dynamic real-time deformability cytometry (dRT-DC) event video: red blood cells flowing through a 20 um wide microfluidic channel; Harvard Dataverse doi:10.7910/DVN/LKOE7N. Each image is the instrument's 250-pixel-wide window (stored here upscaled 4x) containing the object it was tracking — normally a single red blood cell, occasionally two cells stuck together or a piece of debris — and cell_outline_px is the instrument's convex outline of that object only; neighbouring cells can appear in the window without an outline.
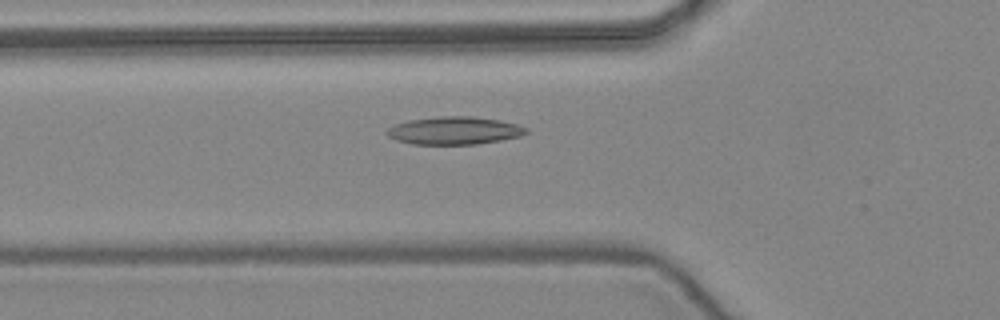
{"species": "common noctule bat (a hibernating species)", "species_latin": "Nyctalus noctula", "temperature_condition": "warm", "stored_images_in_passage": 39, "camera_frame_rate_fps": 3000, "um_per_image_px": 0.085, "animal": {"sex": "female", "body_mass_g": 24.6, "forearm_length_mm": 56.2}, "frame": {"image": 1, "passage_image": 14, "time_ms": 4.333, "image_size_px": [1000, 320], "cell_outline_px": [[528, 132], [520, 136], [500, 140], [476, 144], [412, 144], [396, 140], [388, 136], [384, 132], [388, 128], [396, 124], [408, 120], [440, 116], [472, 116], [500, 120], [516, 124], [528, 128]], "centroid_in_image_um": [38.6, 11.09], "position_along_channel_um": 87.2, "area_um2": 22.54}}
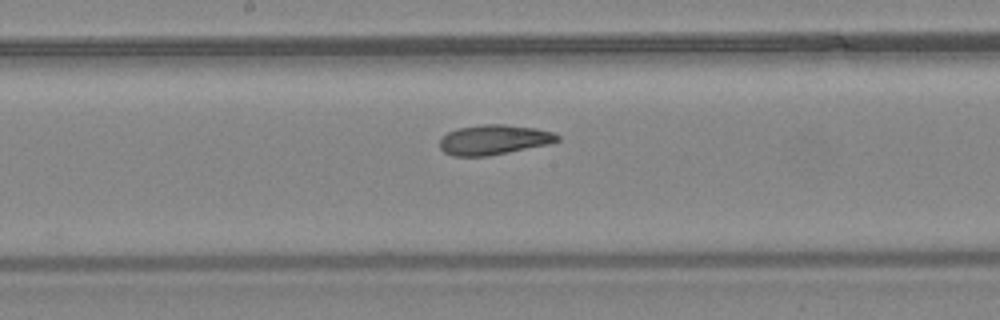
{"frame": {"image": 2, "passage_image": 23, "time_ms": 7.333, "image_size_px": [1000, 320], "cell_outline_px": [[560, 140], [548, 144], [488, 156], [452, 156], [444, 152], [440, 148], [440, 136], [456, 128], [480, 124], [504, 124], [536, 128], [552, 132], [560, 136]], "centroid_in_image_um": [41.94, 11.87], "position_along_channel_um": 206.3, "area_um2": 20.63}}
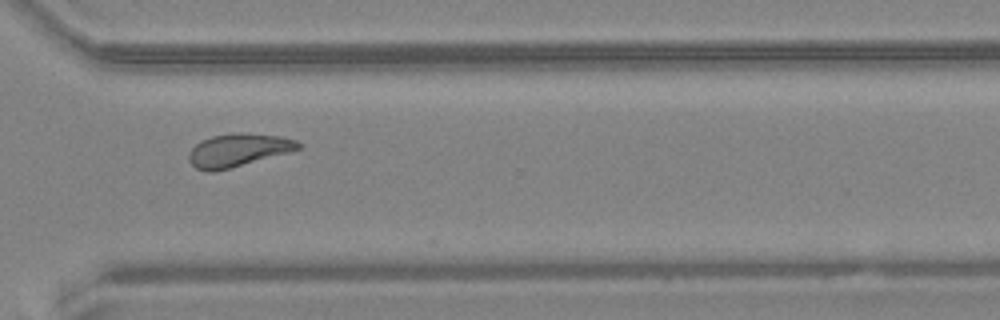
{"frame": {"image": 3, "passage_image": 34, "time_ms": 11.0, "image_size_px": [1000, 320], "cell_outline_px": [[300, 148], [288, 152], [216, 172], [208, 172], [196, 168], [188, 160], [188, 152], [200, 140], [212, 136], [236, 132], [280, 136], [296, 140], [300, 144]], "centroid_in_image_um": [20.18, 12.76], "position_along_channel_um": 350.4, "area_um2": 20.92}, "authors_computed_cell_mechanics": {"area_um2": 20.9236, "velocity_mm_per_s": 3.9461, "shape_relaxation_time_tau1_ms": null, "shape_relaxation_time_tau2_ms": 2.7118, "deformation_change_tau1": null, "deformation_change_tau2": 0.0976}}